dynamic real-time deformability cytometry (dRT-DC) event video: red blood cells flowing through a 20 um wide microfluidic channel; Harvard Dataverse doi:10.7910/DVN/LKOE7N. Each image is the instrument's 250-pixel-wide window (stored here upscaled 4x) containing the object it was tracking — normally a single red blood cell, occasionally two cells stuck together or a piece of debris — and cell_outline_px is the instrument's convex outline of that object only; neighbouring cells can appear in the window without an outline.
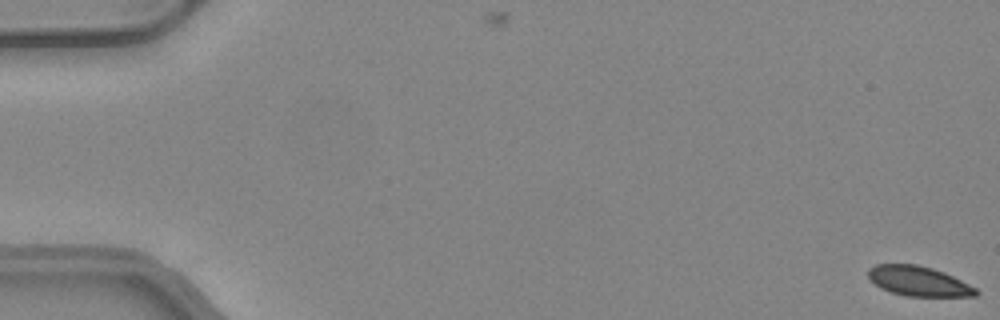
{"species": "common noctule bat (a hibernating species)", "species_latin": "Nyctalus noctula", "temperature_condition": "warm", "stored_images_in_passage": 51, "camera_frame_rate_fps": 3000, "um_per_image_px": 0.085, "animal": {"sex": "female", "body_mass_g": 24.6, "forearm_length_mm": 56.2}, "frame": {"image": 1, "passage_image": 1, "time_ms": 0.0, "image_size_px": [1000, 320], "cell_outline_px": [[980, 292], [976, 296], [908, 296], [892, 292], [880, 288], [868, 280], [868, 268], [876, 264], [916, 264], [932, 268], [944, 272], [976, 288]], "centroid_in_image_um": [78.04, 23.89], "position_along_channel_um": 7.0, "area_um2": 18.73}}
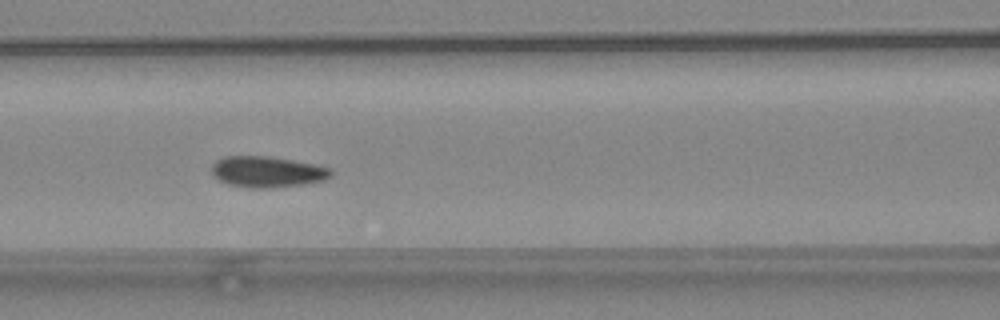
{"frame": {"image": 2, "passage_image": 23, "time_ms": 7.333, "image_size_px": [1000, 320], "cell_outline_px": [[332, 176], [324, 180], [304, 184], [264, 188], [252, 188], [228, 184], [212, 176], [212, 164], [216, 160], [224, 156], [268, 156], [292, 160], [332, 168]], "centroid_in_image_um": [22.7, 14.6], "position_along_channel_um": 143.9, "area_um2": 21.5}}
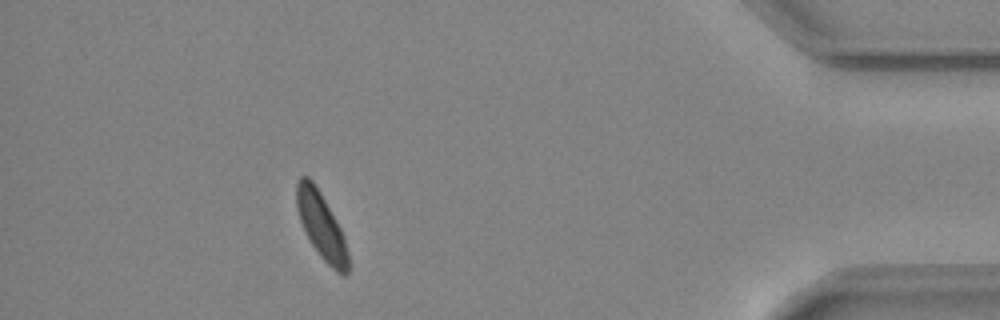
{"frame": {"image": 3, "passage_image": 46, "time_ms": 15.0, "image_size_px": [1000, 320], "cell_outline_px": [[348, 272], [344, 276], [336, 272], [320, 256], [312, 244], [300, 220], [296, 208], [296, 184], [300, 176], [308, 176], [312, 180], [320, 192], [336, 220], [344, 236], [348, 252]], "centroid_in_image_um": [27.31, 19.18], "position_along_channel_um": 407.9, "area_um2": 19.71}, "authors_computed_cell_mechanics": {"area_um2": 20.6924, "velocity_mm_per_s": 4.1276, "shape_relaxation_time_tau1_ms": 6.0361, "shape_relaxation_time_tau2_ms": 1.032, "deformation_change_tau1": 0.1251, "deformation_change_tau2": 0.051}}